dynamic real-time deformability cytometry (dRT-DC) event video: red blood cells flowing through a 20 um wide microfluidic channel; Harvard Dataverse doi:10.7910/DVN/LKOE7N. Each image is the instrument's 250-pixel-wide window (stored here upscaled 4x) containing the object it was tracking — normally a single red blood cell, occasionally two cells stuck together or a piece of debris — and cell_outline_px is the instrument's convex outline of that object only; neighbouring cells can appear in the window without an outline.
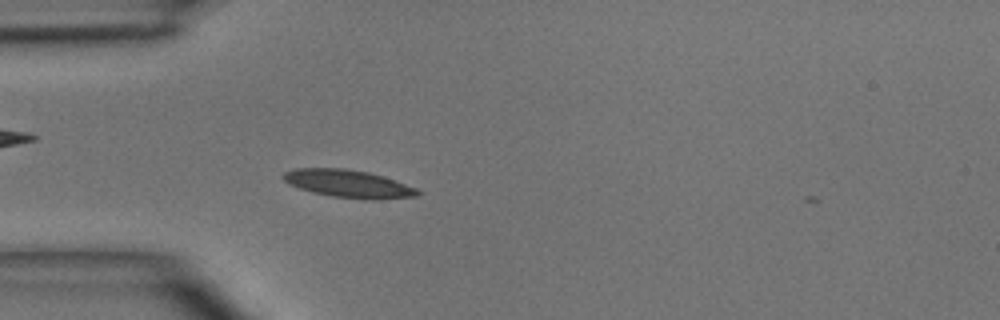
{"species": "common noctule bat (a hibernating species)", "species_latin": "Nyctalus noctula", "temperature_condition": "room temperature", "stored_images_in_passage": 3, "camera_frame_rate_fps": 3000, "um_per_image_px": 0.085, "animal": {"sex": "male", "body_mass_g": 15.6}, "frame": {"image": 1, "passage_image": 3, "time_ms": 3.333, "image_size_px": [1000, 320], "cell_outline_px": [[420, 196], [376, 200], [372, 200], [332, 196], [312, 192], [288, 184], [280, 176], [284, 172], [296, 168], [344, 168], [368, 172], [384, 176], [416, 188], [420, 192]], "centroid_in_image_um": [29.61, 15.62], "position_along_channel_um": 55.4, "area_um2": 21.79}}